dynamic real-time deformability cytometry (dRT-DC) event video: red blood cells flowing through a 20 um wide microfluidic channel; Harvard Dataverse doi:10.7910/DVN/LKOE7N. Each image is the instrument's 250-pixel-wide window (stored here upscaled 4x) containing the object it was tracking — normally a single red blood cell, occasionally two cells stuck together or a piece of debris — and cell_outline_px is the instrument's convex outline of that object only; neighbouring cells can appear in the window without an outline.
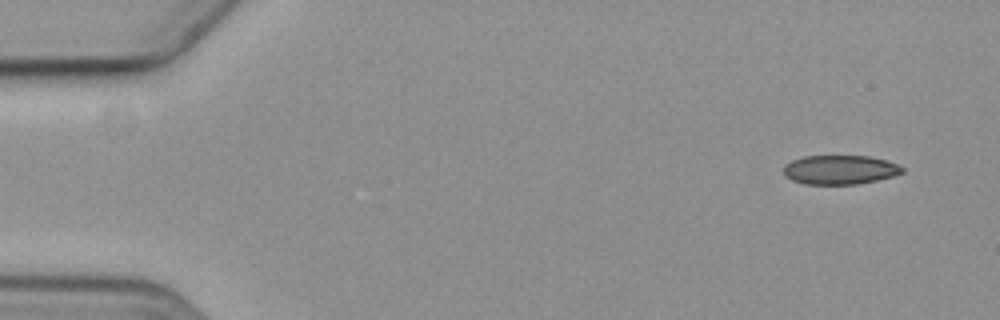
{"species": "common noctule bat (a hibernating species)", "species_latin": "Nyctalus noctula", "temperature_condition": "cold", "stored_images_in_passage": 7, "camera_frame_rate_fps": 3000, "um_per_image_px": 0.085, "animal": {"sex": "female", "body_mass_g": 19.3, "forearm_length_mm": 54.1}, "frame": {"image": 1, "passage_image": 1, "time_ms": 0.0, "image_size_px": [1000, 320], "cell_outline_px": [[904, 172], [892, 176], [876, 180], [856, 184], [804, 184], [792, 180], [784, 176], [784, 164], [792, 160], [804, 156], [868, 156], [884, 160], [896, 164], [904, 168]], "centroid_in_image_um": [71.35, 14.43], "position_along_channel_um": 13.6, "area_um2": 20.06}}
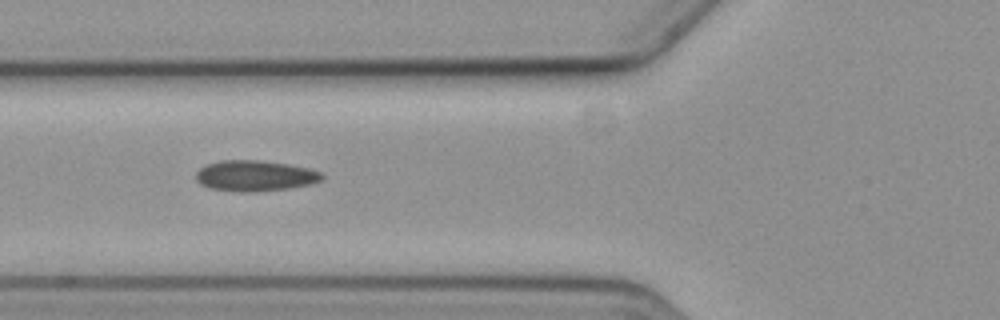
{"frame": {"image": 2, "passage_image": 6, "time_ms": 6.0, "image_size_px": [1000, 320], "cell_outline_px": [[324, 176], [320, 180], [312, 184], [288, 188], [256, 192], [240, 192], [208, 188], [200, 184], [196, 180], [196, 172], [200, 168], [208, 164], [220, 160], [256, 160], [288, 164], [312, 168], [320, 172]], "centroid_in_image_um": [21.67, 14.94], "position_along_channel_um": 104.1, "area_um2": 22.72}}
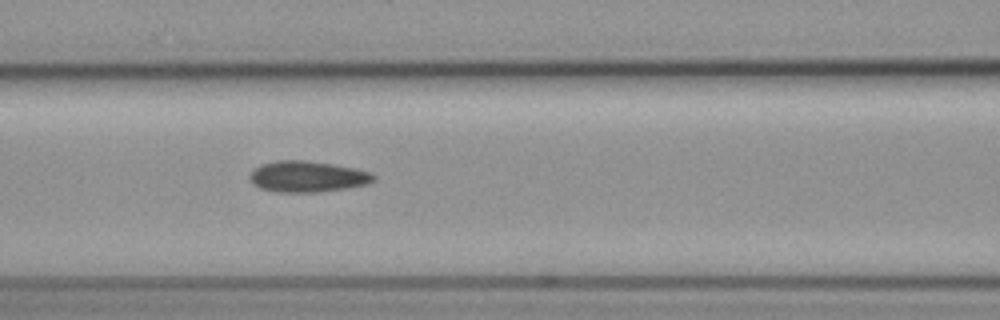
{"frame": {"image": 3, "passage_image": 7, "time_ms": 7.0, "image_size_px": [1000, 320], "cell_outline_px": [[376, 180], [368, 184], [344, 188], [316, 192], [276, 192], [260, 188], [248, 176], [260, 164], [276, 160], [304, 160], [332, 164], [356, 168], [372, 172], [376, 176]], "centroid_in_image_um": [26.17, 15.0], "position_along_channel_um": 140.4, "area_um2": 22.37}}